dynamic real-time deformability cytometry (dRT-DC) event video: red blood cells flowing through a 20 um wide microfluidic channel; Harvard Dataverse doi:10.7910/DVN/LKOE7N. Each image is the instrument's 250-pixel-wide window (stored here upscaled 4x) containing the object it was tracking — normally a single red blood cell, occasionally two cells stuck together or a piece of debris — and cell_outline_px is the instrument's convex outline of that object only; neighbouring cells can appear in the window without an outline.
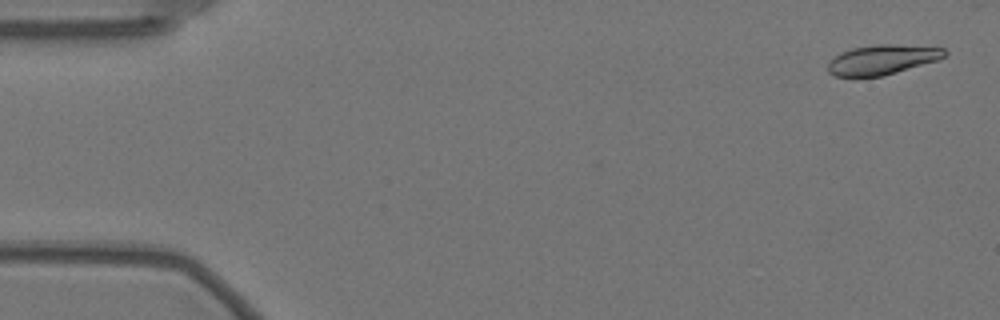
{"species": "Egyptian fruit bat (a non-hibernating species)", "species_latin": "Rousettus aegyptiacus", "temperature_condition": "warm", "stored_images_in_passage": 27, "camera_frame_rate_fps": 3000, "um_per_image_px": 0.085, "animal": {"sex": "female"}, "frame": {"image": 1, "passage_image": 2, "time_ms": 0.333, "image_size_px": [1000, 320], "cell_outline_px": [[948, 52], [944, 56], [936, 60], [896, 72], [880, 76], [836, 76], [828, 72], [828, 64], [840, 52], [852, 48], [880, 44], [892, 44], [944, 48]], "centroid_in_image_um": [74.98, 5.06], "position_along_channel_um": 10.0, "area_um2": 19.77}}
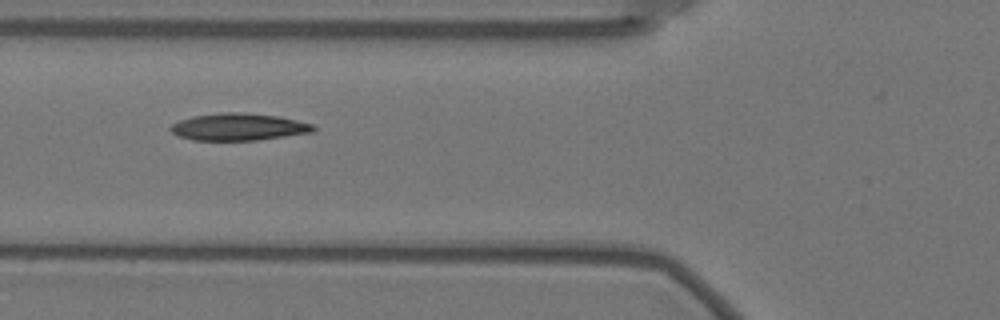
{"frame": {"image": 2, "passage_image": 21, "time_ms": 6.667, "image_size_px": [1000, 320], "cell_outline_px": [[316, 128], [312, 132], [256, 140], [192, 140], [180, 136], [172, 132], [168, 128], [172, 124], [180, 120], [192, 116], [220, 112], [240, 112], [280, 116], [312, 124]], "centroid_in_image_um": [20.25, 10.78], "position_along_channel_um": 105.6, "area_um2": 22.48}}
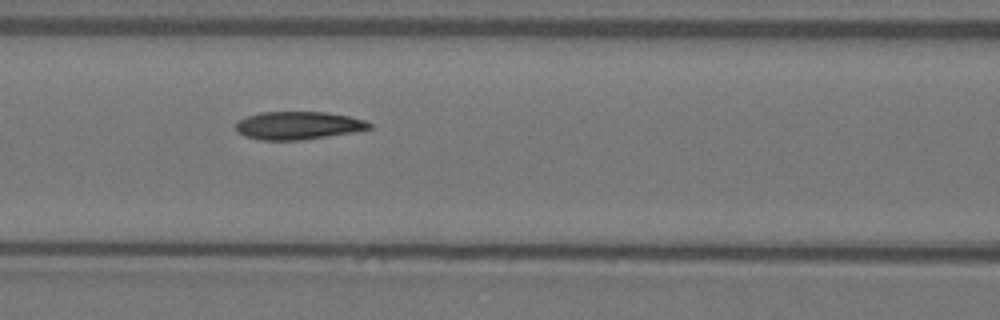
{"frame": {"image": 3, "passage_image": 24, "time_ms": 7.667, "image_size_px": [1000, 320], "cell_outline_px": [[372, 128], [352, 132], [300, 140], [260, 140], [244, 136], [236, 128], [236, 124], [240, 120], [248, 116], [260, 112], [328, 112], [348, 116], [364, 120], [372, 124]], "centroid_in_image_um": [25.35, 10.66], "position_along_channel_um": 141.2, "area_um2": 21.5}}